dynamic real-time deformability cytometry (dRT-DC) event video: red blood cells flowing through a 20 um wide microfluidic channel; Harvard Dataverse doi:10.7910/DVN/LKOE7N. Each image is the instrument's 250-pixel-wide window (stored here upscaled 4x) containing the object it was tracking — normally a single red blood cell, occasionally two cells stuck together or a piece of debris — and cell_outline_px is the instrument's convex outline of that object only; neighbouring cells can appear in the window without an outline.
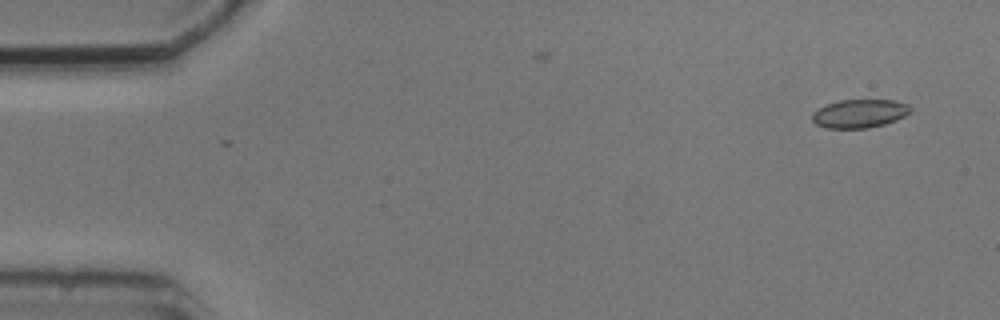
{"species": "common noctule bat (a hibernating species)", "species_latin": "Nyctalus noctula", "temperature_condition": "cold", "stored_images_in_passage": 2, "camera_frame_rate_fps": 3000, "um_per_image_px": 0.085, "animal": {"sex": "male", "body_mass_g": 20.5, "forearm_length_mm": 52.5}, "frame": {"image": 1, "passage_image": 2, "time_ms": 1.333, "image_size_px": [1000, 320], "cell_outline_px": [[912, 112], [896, 120], [884, 124], [868, 128], [828, 128], [816, 124], [812, 120], [812, 112], [816, 108], [840, 100], [896, 100], [908, 104], [912, 108]], "centroid_in_image_um": [73.07, 9.64], "position_along_channel_um": 11.9, "area_um2": 16.42}}